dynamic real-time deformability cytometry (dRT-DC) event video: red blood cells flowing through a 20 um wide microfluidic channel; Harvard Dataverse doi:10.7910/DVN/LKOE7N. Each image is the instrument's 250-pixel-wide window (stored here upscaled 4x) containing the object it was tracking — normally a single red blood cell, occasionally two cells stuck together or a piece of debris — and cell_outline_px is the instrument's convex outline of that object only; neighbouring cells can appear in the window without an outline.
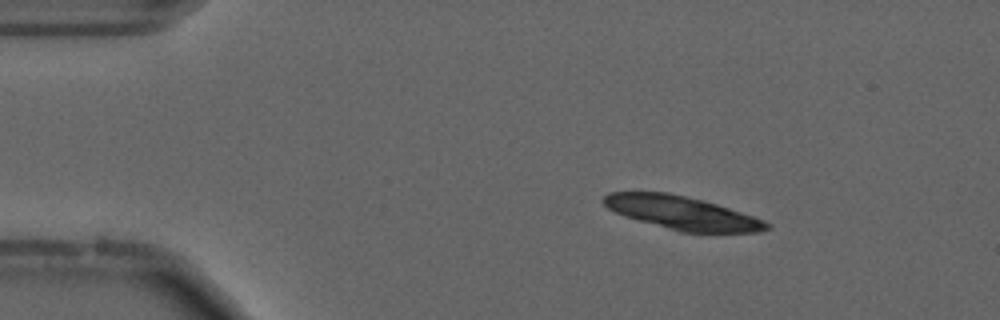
{"species": "common noctule bat (a hibernating species)", "species_latin": "Nyctalus noctula", "temperature_condition": "cold", "stored_images_in_passage": 18, "camera_frame_rate_fps": 3000, "um_per_image_px": 0.085, "animal": {"sex": "male", "forearm_length_mm": 52.5}, "frame": {"image": 1, "passage_image": 4, "time_ms": 1.0, "image_size_px": [1000, 320], "cell_outline_px": [[772, 228], [760, 232], [680, 232], [624, 216], [608, 208], [600, 200], [608, 192], [668, 192], [716, 204], [764, 220], [772, 224]], "centroid_in_image_um": [57.97, 18.1], "position_along_channel_um": 27.0, "area_um2": 31.39}}